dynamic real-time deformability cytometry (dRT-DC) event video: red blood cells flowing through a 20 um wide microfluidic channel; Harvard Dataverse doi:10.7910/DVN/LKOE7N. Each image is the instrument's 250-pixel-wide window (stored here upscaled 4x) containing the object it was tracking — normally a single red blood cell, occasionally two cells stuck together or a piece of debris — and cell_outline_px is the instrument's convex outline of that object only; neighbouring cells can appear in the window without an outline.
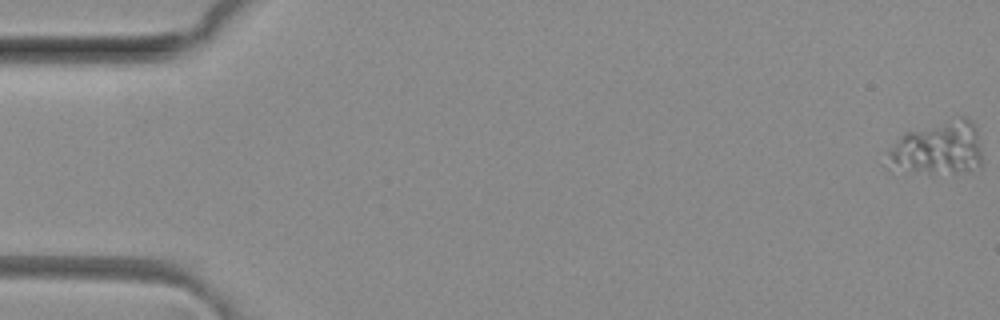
{"species": "common noctule bat (a hibernating species)", "species_latin": "Nyctalus noctula", "temperature_condition": "room temperature", "stored_images_in_passage": 46, "segment_of_instrument_passage": [1, 2], "camera_frame_rate_fps": 3000, "um_per_image_px": 0.085, "animal": {"sex": "female", "body_mass_g": 29.2, "forearm_length_mm": 56.3}, "frame": {"image": 1, "passage_image": 1, "time_ms": 0.0, "image_size_px": [1000, 320], "cell_outline_px": [[984, 164], [980, 168], [932, 172], [888, 172], [880, 164], [888, 152], [908, 132], [960, 116], [964, 116], [976, 124]], "centroid_in_image_um": [79.67, 12.63], "position_along_channel_um": 5.3, "area_um2": 29.82}}
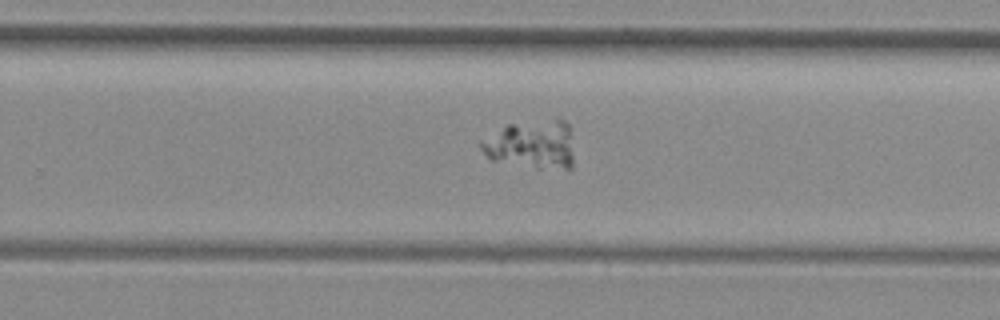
{"frame": {"image": 2, "passage_image": 33, "time_ms": 10.667, "image_size_px": [1000, 320], "cell_outline_px": [[572, 168], [568, 172], [536, 168], [492, 160], [480, 148], [480, 140], [508, 124], [556, 116], [560, 116], [568, 124], [572, 156]], "centroid_in_image_um": [45.23, 12.27], "position_along_channel_um": 284.6, "area_um2": 27.05}}
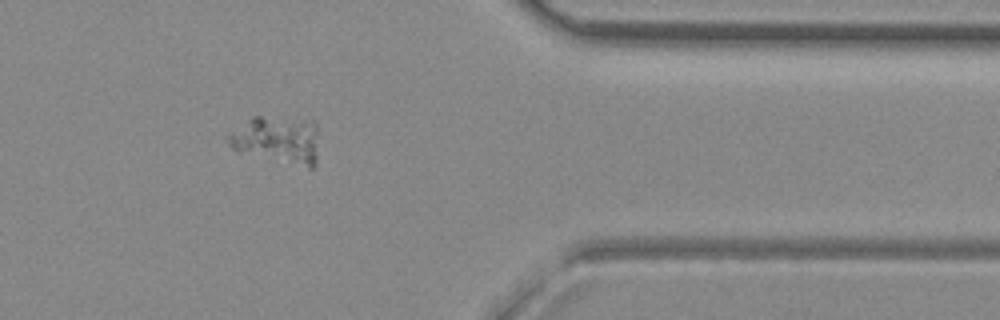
{"frame": {"image": 3, "passage_image": 42, "time_ms": 13.667, "image_size_px": [1000, 320], "cell_outline_px": [[316, 164], [312, 168], [308, 168], [236, 152], [228, 144], [228, 136], [252, 116], [260, 116], [312, 120], [316, 124]], "centroid_in_image_um": [23.57, 11.9], "position_along_channel_um": 387.8, "area_um2": 25.03}}